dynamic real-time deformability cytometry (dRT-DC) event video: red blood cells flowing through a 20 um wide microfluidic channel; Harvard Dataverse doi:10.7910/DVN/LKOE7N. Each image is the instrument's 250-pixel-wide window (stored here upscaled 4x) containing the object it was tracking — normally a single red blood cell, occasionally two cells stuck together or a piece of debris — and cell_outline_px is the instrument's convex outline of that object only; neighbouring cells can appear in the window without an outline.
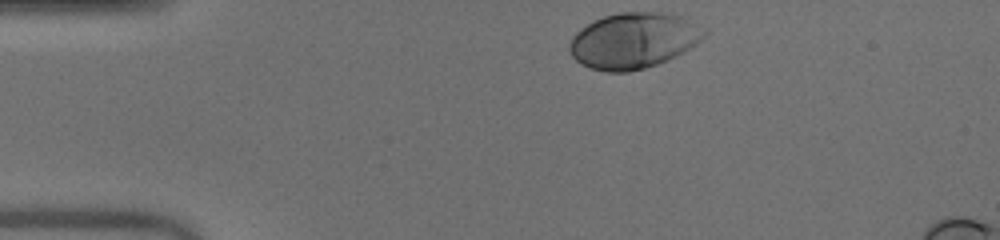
{"species": "human", "species_latin": "Homo sapiens", "temperature_condition": "warm", "stored_images_in_passage": 32, "camera_frame_rate_fps": 3000, "um_per_image_px": 0.085, "donor": {"sex": "male"}, "frame": {"image": 1, "passage_image": 1, "time_ms": 0.0, "image_size_px": [1000, 240], "cell_outline_px": [[708, 32], [696, 44], [668, 60], [644, 68], [628, 72], [604, 72], [588, 68], [580, 64], [572, 56], [568, 48], [568, 44], [572, 36], [580, 28], [592, 20], [604, 16], [620, 12], [660, 12], [680, 16], [708, 28]], "centroid_in_image_um": [53.82, 3.45], "position_along_channel_um": 31.2, "area_um2": 44.16}}
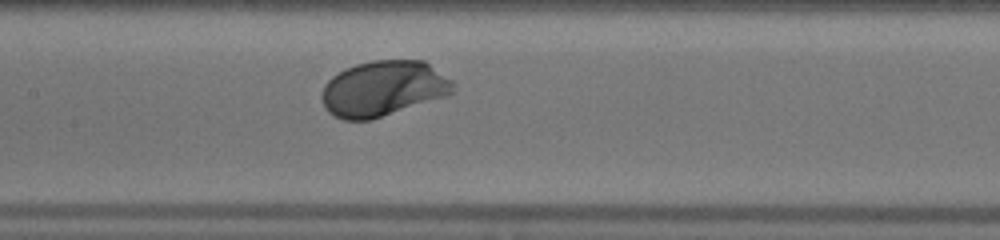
{"frame": {"image": 2, "passage_image": 16, "time_ms": 5.0, "image_size_px": [1000, 240], "cell_outline_px": [[456, 92], [372, 120], [344, 120], [328, 112], [324, 108], [320, 96], [324, 84], [332, 76], [344, 68], [356, 64], [372, 60], [424, 60], [452, 80]], "centroid_in_image_um": [32.55, 7.52], "position_along_channel_um": 174.9, "area_um2": 42.6}}
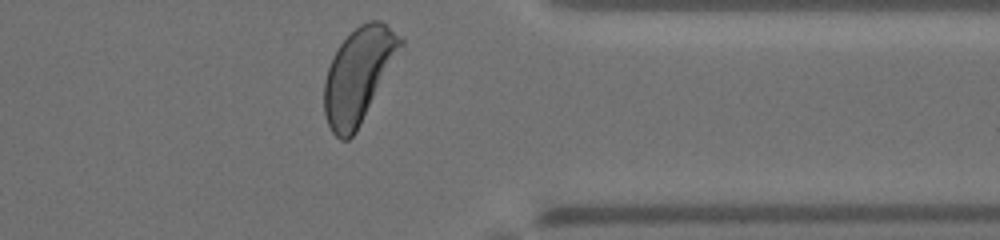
{"frame": {"image": 3, "passage_image": 32, "time_ms": 10.333, "image_size_px": [1000, 240], "cell_outline_px": [[404, 48], [356, 132], [348, 140], [340, 140], [332, 132], [328, 124], [324, 112], [324, 80], [332, 56], [340, 44], [360, 24], [368, 20], [380, 20], [404, 36]], "centroid_in_image_um": [30.52, 6.37], "position_along_channel_um": 380.9, "area_um2": 42.54}, "authors_computed_cell_mechanics": {"area_um2": 40.8068, "velocity_mm_per_s": 4.017, "shape_relaxation_time_tau1_ms": 1.3007, "shape_relaxation_time_tau2_ms": null, "deformation_change_tau1": 0.1202, "deformation_change_tau2": null}}